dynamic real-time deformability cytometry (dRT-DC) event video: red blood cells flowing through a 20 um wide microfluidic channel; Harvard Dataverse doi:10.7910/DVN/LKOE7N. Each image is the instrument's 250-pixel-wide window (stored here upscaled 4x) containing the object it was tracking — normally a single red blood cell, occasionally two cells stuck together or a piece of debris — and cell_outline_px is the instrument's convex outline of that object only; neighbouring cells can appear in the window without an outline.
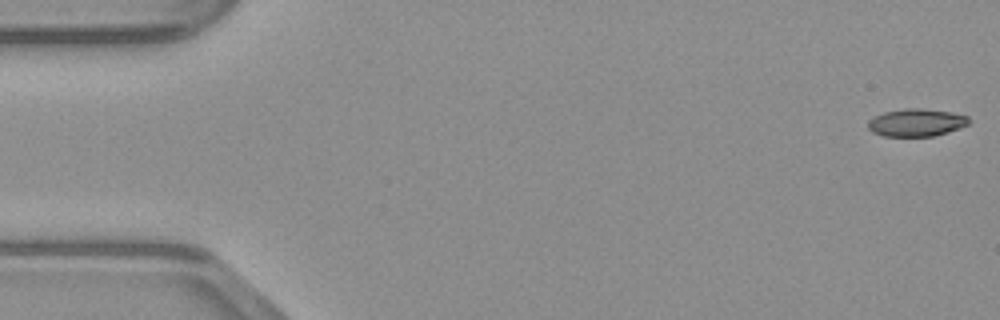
{"species": "common noctule bat (a hibernating species)", "species_latin": "Nyctalus noctula", "temperature_condition": "warm", "stored_images_in_passage": 48, "camera_frame_rate_fps": 3000, "um_per_image_px": 0.085, "animal": {"sex": "male", "body_mass_g": 23.1, "forearm_length_mm": 52.7}, "frame": {"image": 1, "passage_image": 1, "time_ms": 0.0, "image_size_px": [1000, 320], "cell_outline_px": [[968, 124], [948, 132], [932, 136], [884, 136], [872, 132], [868, 128], [868, 120], [884, 112], [904, 108], [920, 108], [952, 112], [968, 116]], "centroid_in_image_um": [77.87, 10.41], "position_along_channel_um": 7.1, "area_um2": 16.13}}
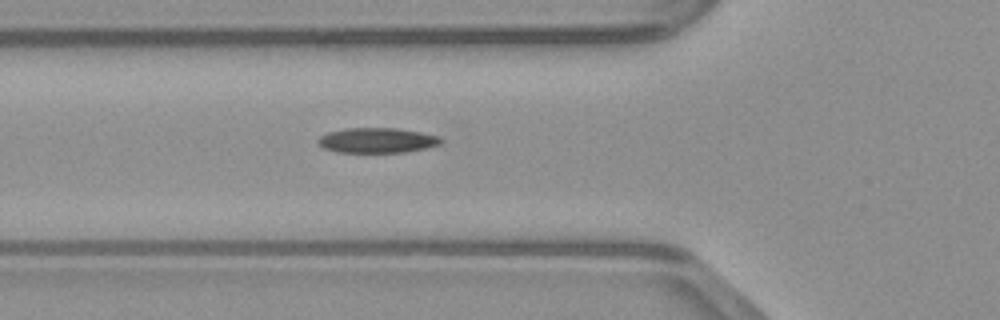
{"frame": {"image": 2, "passage_image": 17, "time_ms": 5.333, "image_size_px": [1000, 320], "cell_outline_px": [[444, 140], [440, 144], [428, 148], [404, 152], [336, 152], [324, 148], [316, 140], [320, 136], [328, 132], [344, 128], [396, 128], [420, 132], [440, 136]], "centroid_in_image_um": [32.07, 11.92], "position_along_channel_um": 93.7, "area_um2": 18.03}}
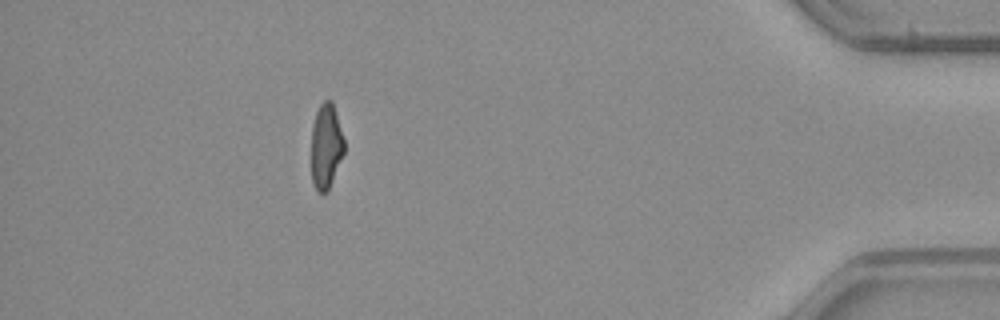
{"frame": {"image": 3, "passage_image": 43, "time_ms": 14.0, "image_size_px": [1000, 320], "cell_outline_px": [[344, 152], [328, 192], [316, 192], [312, 184], [312, 124], [316, 112], [320, 104], [324, 100], [332, 100], [344, 140]], "centroid_in_image_um": [27.7, 12.45], "position_along_channel_um": 407.5, "area_um2": 16.3}}